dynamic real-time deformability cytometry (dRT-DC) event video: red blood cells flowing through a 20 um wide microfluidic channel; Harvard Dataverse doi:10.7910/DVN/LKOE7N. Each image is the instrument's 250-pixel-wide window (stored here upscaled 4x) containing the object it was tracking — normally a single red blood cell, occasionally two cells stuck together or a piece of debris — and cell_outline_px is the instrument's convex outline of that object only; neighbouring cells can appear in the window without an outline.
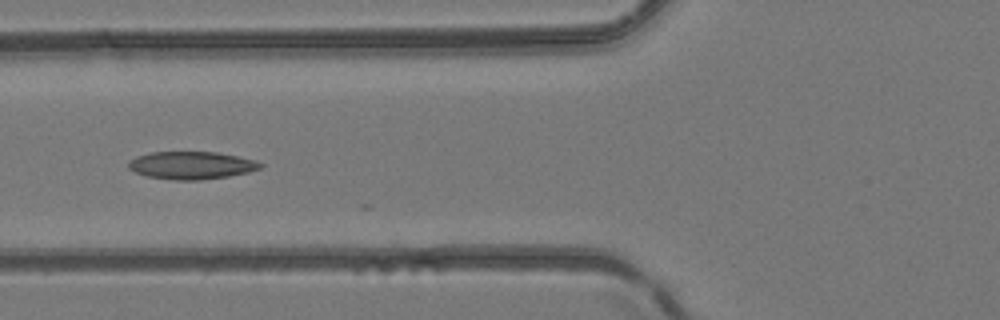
{"species": "common noctule bat (a hibernating species)", "species_latin": "Nyctalus noctula", "temperature_condition": "room temperature", "stored_images_in_passage": 5, "camera_frame_rate_fps": 3000, "um_per_image_px": 0.085, "animal": {"sex": "female", "body_mass_g": 24.6, "forearm_length_mm": 56.2}, "frame": {"image": 1, "passage_image": 5, "time_ms": 4.667, "image_size_px": [1000, 320], "cell_outline_px": [[264, 164], [260, 168], [248, 172], [228, 176], [200, 180], [172, 180], [148, 176], [136, 172], [128, 168], [128, 160], [136, 156], [152, 152], [216, 152], [256, 160]], "centroid_in_image_um": [16.26, 14.05], "position_along_channel_um": 109.5, "area_um2": 21.21}}